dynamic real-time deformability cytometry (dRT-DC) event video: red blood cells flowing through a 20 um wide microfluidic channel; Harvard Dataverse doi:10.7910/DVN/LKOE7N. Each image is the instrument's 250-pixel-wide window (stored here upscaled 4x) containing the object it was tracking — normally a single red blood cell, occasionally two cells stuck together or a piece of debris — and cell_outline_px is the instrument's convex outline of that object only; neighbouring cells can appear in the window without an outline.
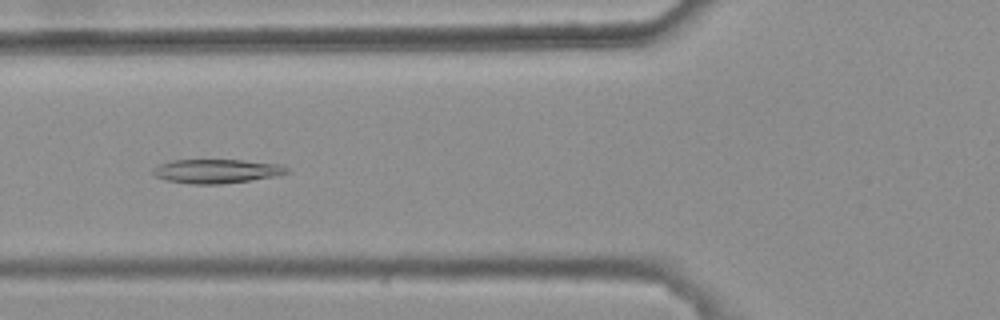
{"species": "common noctule bat (a hibernating species)", "species_latin": "Nyctalus noctula", "temperature_condition": "warm", "stored_images_in_passage": 7, "camera_frame_rate_fps": 3000, "um_per_image_px": 0.085, "animal": {"sex": "female", "body_mass_g": 25.1}, "frame": {"image": 1, "passage_image": 4, "time_ms": 1.0, "image_size_px": [1000, 320], "cell_outline_px": [[288, 172], [272, 176], [248, 180], [220, 184], [192, 184], [168, 180], [156, 176], [152, 172], [152, 168], [160, 164], [172, 160], [244, 160], [280, 164], [288, 168]], "centroid_in_image_um": [18.37, 14.54], "position_along_channel_um": 107.4, "area_um2": 18.44}}
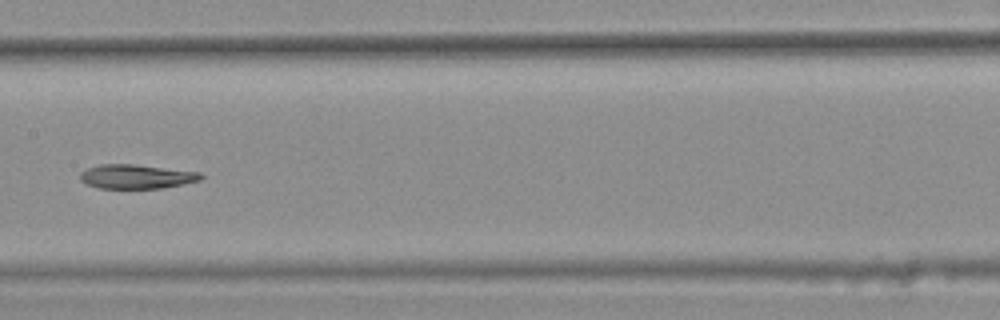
{"frame": {"image": 2, "passage_image": 6, "time_ms": 1.667, "image_size_px": [1000, 320], "cell_outline_px": [[204, 176], [200, 180], [184, 184], [160, 188], [100, 188], [88, 184], [80, 180], [80, 172], [88, 168], [100, 164], [132, 164], [200, 172]], "centroid_in_image_um": [11.6, 15.0], "position_along_channel_um": 195.8, "area_um2": 16.88}}
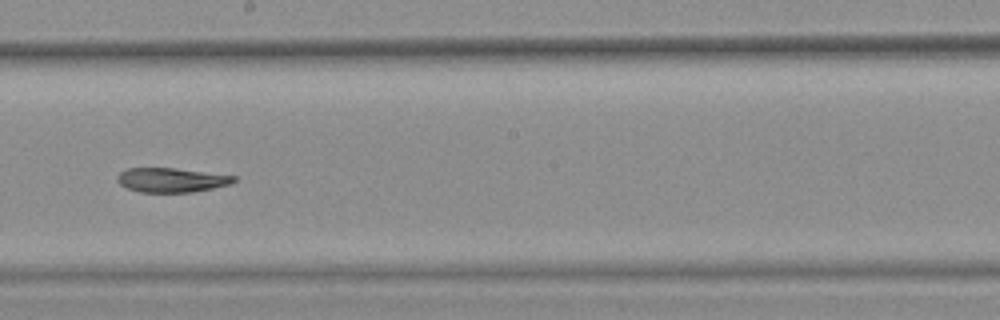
{"frame": {"image": 3, "passage_image": 7, "time_ms": 2.0, "image_size_px": [1000, 320], "cell_outline_px": [[236, 180], [232, 184], [192, 192], [140, 192], [128, 188], [120, 184], [116, 180], [116, 176], [120, 172], [128, 168], [176, 168], [236, 176]], "centroid_in_image_um": [14.57, 15.3], "position_along_channel_um": 233.6, "area_um2": 16.53}}